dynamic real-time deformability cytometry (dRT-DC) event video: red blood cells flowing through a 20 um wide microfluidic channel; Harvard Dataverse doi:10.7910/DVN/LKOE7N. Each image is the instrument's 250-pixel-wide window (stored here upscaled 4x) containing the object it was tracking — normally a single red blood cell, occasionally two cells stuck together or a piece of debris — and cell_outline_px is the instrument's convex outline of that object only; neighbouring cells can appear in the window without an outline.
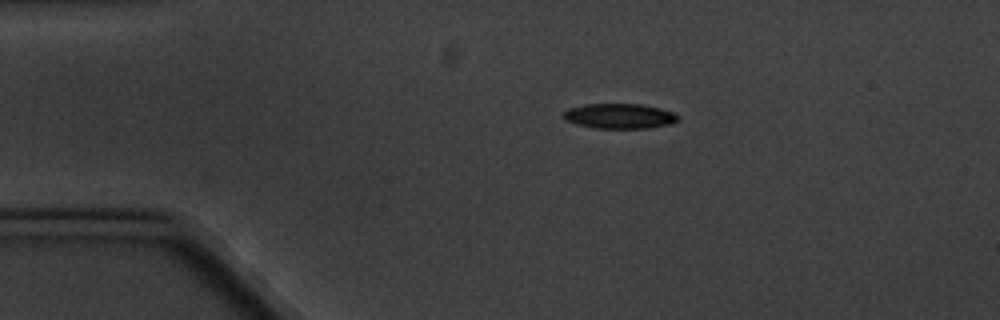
{"species": "common noctule bat (a hibernating species)", "species_latin": "Nyctalus noctula", "temperature_condition": "cold", "stored_images_in_passage": 9, "camera_frame_rate_fps": 3000, "um_per_image_px": 0.085, "animal": {"sex": "male", "body_mass_g": 20.1, "forearm_length_mm": 53.5}, "frame": {"image": 1, "passage_image": 1, "time_ms": 0.0, "image_size_px": [1000, 320], "cell_outline_px": [[680, 120], [672, 124], [648, 128], [596, 128], [576, 124], [564, 120], [560, 116], [568, 108], [584, 104], [640, 104], [660, 108], [672, 112], [680, 116]], "centroid_in_image_um": [52.65, 9.87], "position_along_channel_um": 32.4, "area_um2": 16.94}}
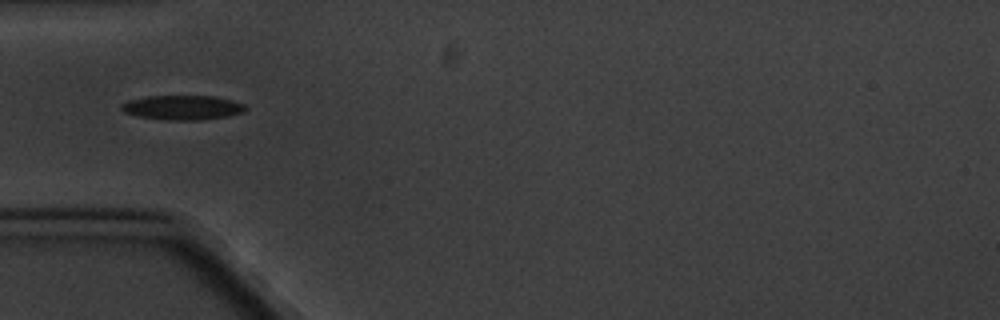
{"frame": {"image": 2, "passage_image": 3, "time_ms": 2.333, "image_size_px": [1000, 320], "cell_outline_px": [[248, 108], [244, 112], [228, 116], [200, 120], [164, 120], [136, 116], [124, 112], [120, 108], [120, 104], [128, 100], [144, 96], [212, 96], [232, 100], [244, 104]], "centroid_in_image_um": [15.49, 9.14], "position_along_channel_um": 69.5, "area_um2": 17.92}}
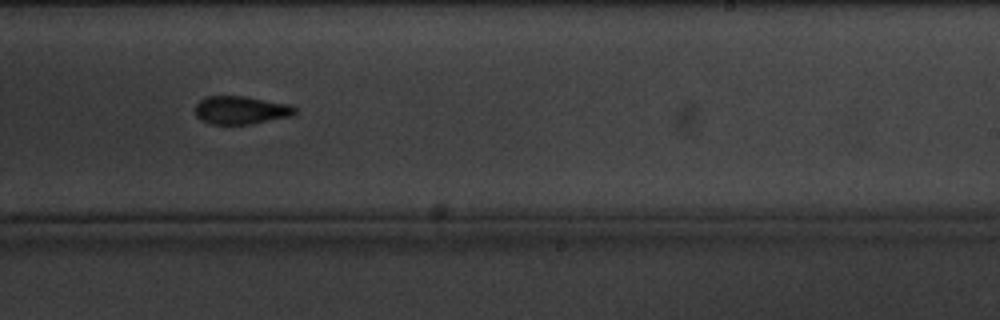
{"frame": {"image": 3, "passage_image": 8, "time_ms": 8.333, "image_size_px": [1000, 320], "cell_outline_px": [[296, 112], [292, 116], [248, 124], [212, 124], [200, 120], [196, 116], [196, 104], [204, 96], [244, 96], [288, 104], [296, 108]], "centroid_in_image_um": [20.45, 9.36], "position_along_channel_um": 268.6, "area_um2": 16.24}}